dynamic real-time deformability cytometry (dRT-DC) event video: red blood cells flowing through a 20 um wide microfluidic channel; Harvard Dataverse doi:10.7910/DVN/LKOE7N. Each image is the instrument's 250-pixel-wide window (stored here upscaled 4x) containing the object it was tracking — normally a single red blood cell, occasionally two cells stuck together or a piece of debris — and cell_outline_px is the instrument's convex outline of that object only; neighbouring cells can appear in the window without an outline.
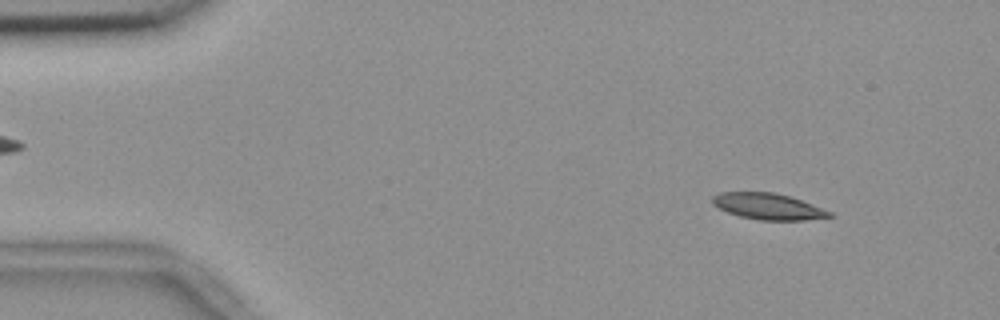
{"species": "common noctule bat (a hibernating species)", "species_latin": "Nyctalus noctula", "temperature_condition": "room temperature", "stored_images_in_passage": 33, "camera_frame_rate_fps": 3000, "um_per_image_px": 0.085, "animal": {"sex": "female", "body_mass_g": 18.4}, "frame": {"image": 1, "passage_image": 1, "time_ms": 0.0, "image_size_px": [1000, 320], "cell_outline_px": [[836, 216], [804, 220], [760, 220], [740, 216], [728, 212], [712, 204], [712, 196], [720, 192], [772, 192], [788, 196], [812, 204], [832, 212]], "centroid_in_image_um": [65.29, 17.54], "position_along_channel_um": 19.7, "area_um2": 17.74}}
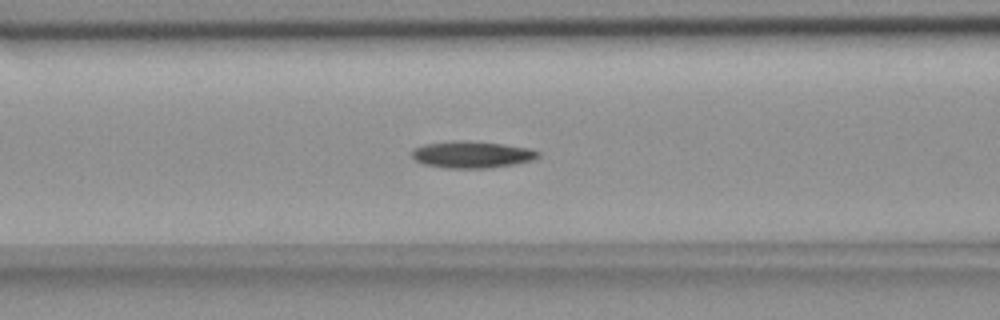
{"frame": {"image": 2, "passage_image": 17, "time_ms": 5.333, "image_size_px": [1000, 320], "cell_outline_px": [[540, 156], [532, 160], [512, 164], [488, 168], [444, 168], [424, 164], [416, 160], [412, 156], [412, 148], [424, 144], [452, 140], [464, 140], [500, 144], [528, 148], [540, 152]], "centroid_in_image_um": [40.06, 13.13], "position_along_channel_um": 126.5, "area_um2": 19.65}}
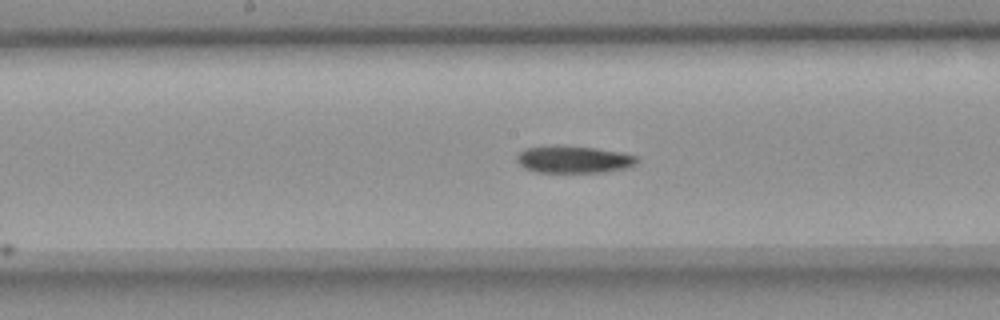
{"frame": {"image": 3, "passage_image": 23, "time_ms": 7.333, "image_size_px": [1000, 320], "cell_outline_px": [[640, 160], [636, 164], [624, 168], [604, 172], [536, 172], [524, 168], [516, 160], [516, 156], [524, 148], [556, 144], [596, 148], [620, 152], [640, 156]], "centroid_in_image_um": [48.76, 13.53], "position_along_channel_um": 199.4, "area_um2": 19.36}}